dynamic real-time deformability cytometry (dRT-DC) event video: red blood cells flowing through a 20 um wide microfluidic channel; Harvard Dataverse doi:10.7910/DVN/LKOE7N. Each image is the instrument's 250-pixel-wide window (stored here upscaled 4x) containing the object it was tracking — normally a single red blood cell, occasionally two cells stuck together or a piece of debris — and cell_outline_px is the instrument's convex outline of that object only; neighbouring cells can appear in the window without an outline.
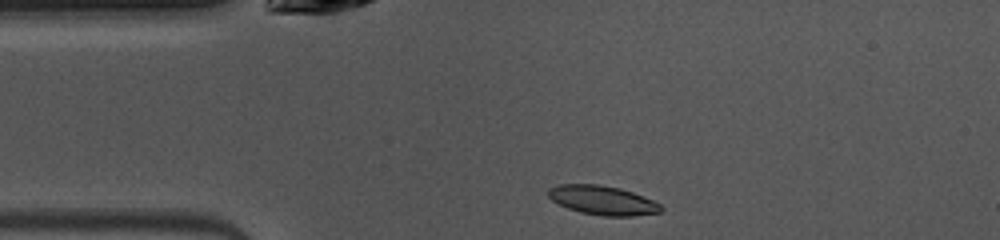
{"species": "common noctule bat (a hibernating species)", "species_latin": "Nyctalus noctula", "temperature_condition": "warm", "stored_images_in_passage": 40, "camera_frame_rate_fps": 3000, "um_per_image_px": 0.085, "animal": {"sex": "female", "body_mass_g": 10.0, "forearm_length_mm": 53.1}, "frame": {"image": 1, "passage_image": 1, "time_ms": 0.0, "image_size_px": [1000, 240], "cell_outline_px": [[664, 208], [660, 212], [632, 216], [604, 216], [580, 212], [568, 208], [552, 200], [548, 196], [548, 188], [556, 184], [600, 184], [620, 188], [632, 192], [652, 200], [660, 204]], "centroid_in_image_um": [51.2, 17.01], "position_along_channel_um": 33.8, "area_um2": 19.13}}
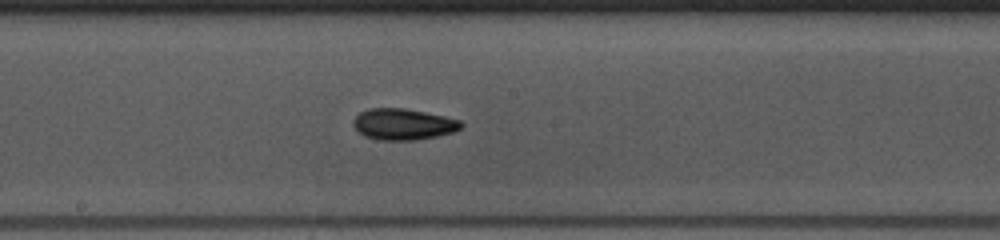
{"frame": {"image": 2, "passage_image": 16, "time_ms": 5.0, "image_size_px": [1000, 240], "cell_outline_px": [[464, 124], [460, 128], [452, 132], [436, 136], [412, 140], [380, 140], [364, 136], [352, 124], [352, 120], [360, 112], [368, 108], [404, 108], [444, 116], [460, 120]], "centroid_in_image_um": [34.25, 10.55], "position_along_channel_um": 214.0, "area_um2": 19.48}}
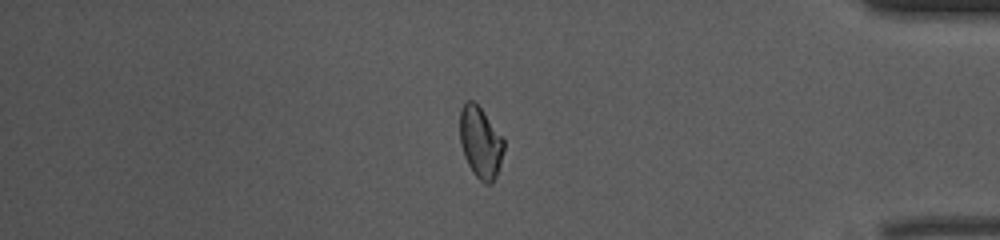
{"frame": {"image": 3, "passage_image": 32, "time_ms": 10.333, "image_size_px": [1000, 240], "cell_outline_px": [[504, 148], [500, 164], [496, 176], [492, 184], [484, 184], [472, 172], [464, 156], [460, 144], [460, 108], [468, 100], [472, 100], [480, 108], [504, 136]], "centroid_in_image_um": [40.85, 12.11], "position_along_channel_um": 394.4, "area_um2": 18.44}, "authors_computed_cell_mechanics": {"area_um2": 18.9584, "velocity_mm_per_s": 4.0464, "shape_relaxation_time_tau1_ms": 3.9209, "shape_relaxation_time_tau2_ms": 3.1574, "deformation_change_tau1": 0.1099, "deformation_change_tau2": 0.0785}}